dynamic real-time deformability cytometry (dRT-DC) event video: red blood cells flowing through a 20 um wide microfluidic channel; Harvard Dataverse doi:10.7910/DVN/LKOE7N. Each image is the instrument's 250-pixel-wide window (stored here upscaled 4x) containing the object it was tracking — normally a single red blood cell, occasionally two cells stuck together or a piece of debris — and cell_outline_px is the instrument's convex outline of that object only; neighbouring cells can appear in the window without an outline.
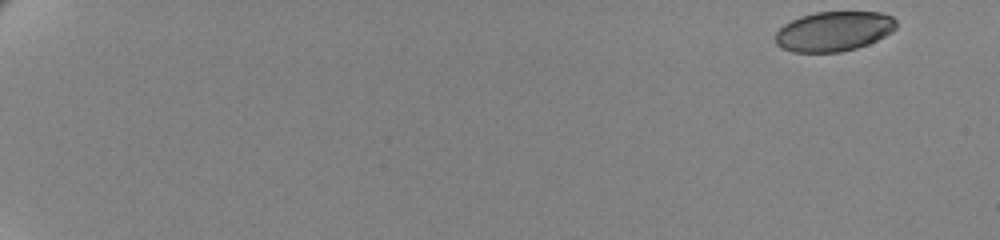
{"species": "human", "species_latin": "Homo sapiens", "temperature_condition": "cold", "stored_images_in_passage": 59, "camera_frame_rate_fps": 3000, "um_per_image_px": 0.085, "donor": {"sex": "female"}, "frame": {"image": 1, "passage_image": 1, "time_ms": 0.0, "image_size_px": [1000, 240], "cell_outline_px": [[896, 28], [892, 32], [868, 44], [856, 48], [840, 52], [792, 52], [780, 48], [776, 44], [776, 32], [784, 24], [800, 16], [816, 12], [880, 12], [892, 16], [896, 20]], "centroid_in_image_um": [70.87, 2.66], "position_along_channel_um": 14.1, "area_um2": 28.09}}
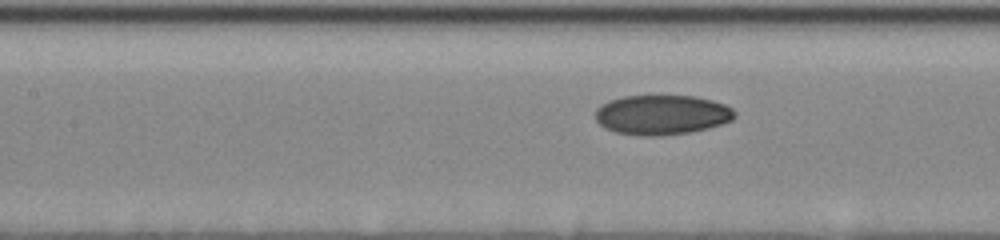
{"frame": {"image": 2, "passage_image": 30, "time_ms": 9.667, "image_size_px": [1000, 240], "cell_outline_px": [[736, 116], [732, 120], [708, 128], [692, 132], [660, 136], [644, 136], [616, 132], [604, 128], [596, 120], [596, 108], [608, 100], [624, 96], [696, 96], [712, 100], [724, 104], [732, 108], [736, 112]], "centroid_in_image_um": [56.26, 9.76], "position_along_channel_um": 151.1, "area_um2": 32.43}}
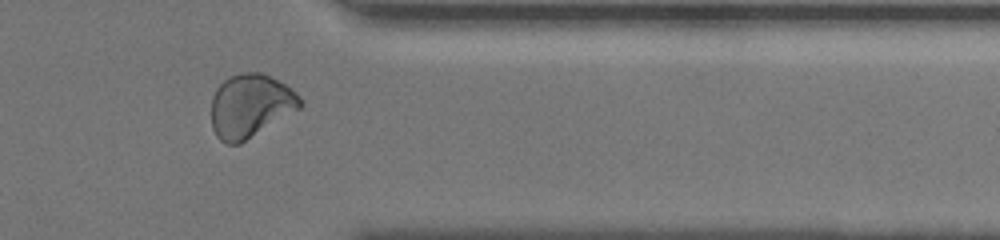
{"frame": {"image": 3, "passage_image": 51, "time_ms": 16.667, "image_size_px": [1000, 240], "cell_outline_px": [[304, 104], [300, 108], [240, 144], [228, 144], [220, 140], [216, 136], [212, 128], [212, 96], [216, 88], [228, 76], [240, 72], [260, 72], [284, 84], [296, 92]], "centroid_in_image_um": [21.26, 8.99], "position_along_channel_um": 390.1, "area_um2": 32.77}, "authors_computed_cell_mechanics": {"area_um2": 31.3854, "velocity_mm_per_s": 3.4424, "shape_relaxation_time_tau1_ms": 4.2775, "shape_relaxation_time_tau2_ms": 2.3473, "deformation_change_tau1": 0.1277, "deformation_change_tau2": 0.0541}}